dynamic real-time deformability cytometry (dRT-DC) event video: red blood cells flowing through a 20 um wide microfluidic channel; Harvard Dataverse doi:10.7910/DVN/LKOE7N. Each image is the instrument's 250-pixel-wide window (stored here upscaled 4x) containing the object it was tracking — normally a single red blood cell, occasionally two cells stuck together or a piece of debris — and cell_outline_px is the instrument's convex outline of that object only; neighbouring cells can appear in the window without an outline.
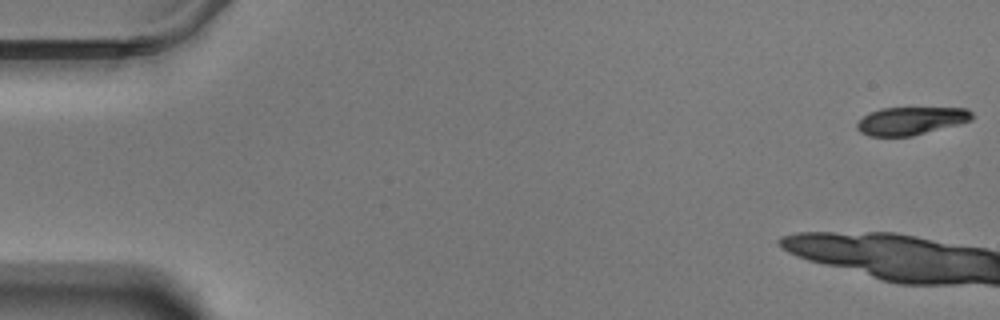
{"species": "Egyptian fruit bat (a non-hibernating species)", "species_latin": "Rousettus aegyptiacus", "temperature_condition": "warm", "stored_images_in_passage": 16, "camera_frame_rate_fps": 3000, "um_per_image_px": 0.085, "animal": {"sex": "male"}, "frame": {"image": 1, "passage_image": 1, "time_ms": 0.0, "image_size_px": [1000, 320], "cell_outline_px": [[972, 120], [960, 124], [912, 136], [868, 136], [860, 132], [856, 128], [856, 124], [868, 112], [880, 108], [968, 108], [972, 112]], "centroid_in_image_um": [77.42, 10.27], "position_along_channel_um": 7.6, "area_um2": 18.79}}